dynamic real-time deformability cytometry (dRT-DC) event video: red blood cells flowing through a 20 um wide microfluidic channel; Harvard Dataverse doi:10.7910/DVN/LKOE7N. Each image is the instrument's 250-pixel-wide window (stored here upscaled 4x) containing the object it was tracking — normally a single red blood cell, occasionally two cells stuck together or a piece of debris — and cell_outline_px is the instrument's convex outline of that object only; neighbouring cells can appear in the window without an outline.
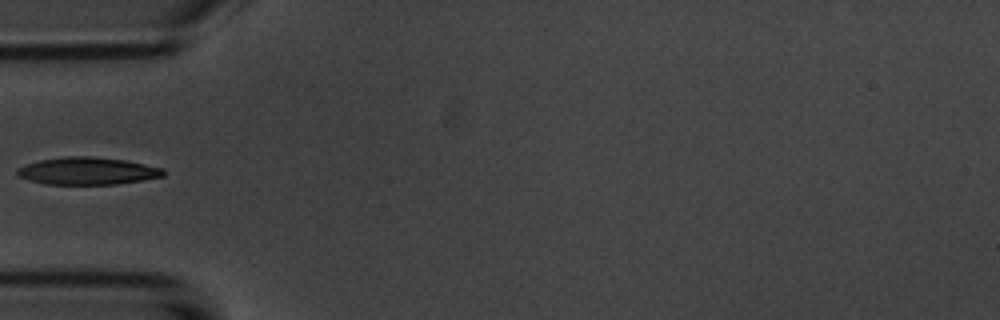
{"species": "common noctule bat (a hibernating species)", "species_latin": "Nyctalus noctula", "temperature_condition": "room temperature", "stored_images_in_passage": 2, "camera_frame_rate_fps": 3000, "um_per_image_px": 0.085, "animal": {"sex": "male", "body_mass_g": 20.1, "forearm_length_mm": 53.5}, "frame": {"image": 1, "passage_image": 1, "time_ms": 0.0, "image_size_px": [1000, 320], "cell_outline_px": [[164, 176], [116, 184], [44, 184], [20, 176], [16, 172], [16, 168], [40, 160], [64, 156], [88, 156], [124, 160], [164, 168]], "centroid_in_image_um": [7.44, 14.53], "position_along_channel_um": 77.6, "area_um2": 23.0}}